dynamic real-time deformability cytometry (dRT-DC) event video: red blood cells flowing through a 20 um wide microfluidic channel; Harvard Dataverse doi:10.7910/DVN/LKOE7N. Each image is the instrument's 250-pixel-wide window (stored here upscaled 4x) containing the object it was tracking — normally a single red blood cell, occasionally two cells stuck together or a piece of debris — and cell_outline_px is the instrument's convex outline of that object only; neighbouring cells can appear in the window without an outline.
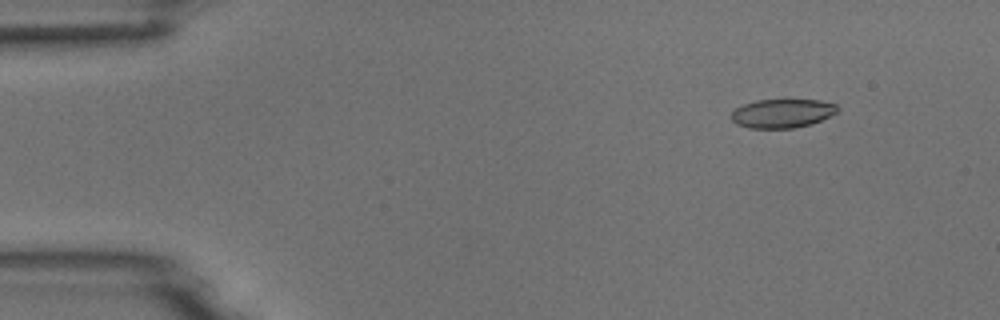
{"species": "common noctule bat (a hibernating species)", "species_latin": "Nyctalus noctula", "temperature_condition": "room temperature", "stored_images_in_passage": 5, "camera_frame_rate_fps": 3000, "um_per_image_px": 0.085, "animal": {"sex": "male", "body_mass_g": 18.8}, "frame": {"image": 1, "passage_image": 2, "time_ms": 1.333, "image_size_px": [1000, 320], "cell_outline_px": [[840, 108], [836, 112], [812, 124], [792, 128], [748, 128], [736, 124], [728, 116], [736, 108], [744, 104], [756, 100], [784, 96], [820, 100], [836, 104]], "centroid_in_image_um": [66.48, 9.57], "position_along_channel_um": 18.5, "area_um2": 18.79}}
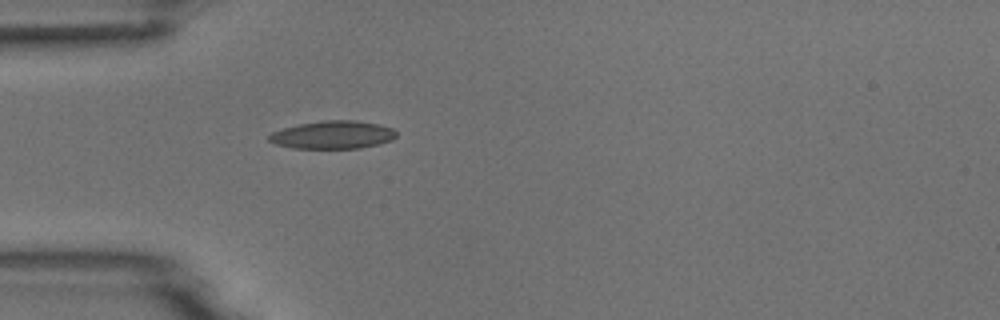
{"frame": {"image": 2, "passage_image": 5, "time_ms": 4.667, "image_size_px": [1000, 320], "cell_outline_px": [[396, 136], [392, 140], [380, 144], [360, 148], [292, 148], [276, 144], [268, 140], [268, 136], [272, 132], [284, 128], [300, 124], [324, 120], [356, 120], [380, 124], [392, 128], [396, 132]], "centroid_in_image_um": [28.31, 11.46], "position_along_channel_um": 56.7, "area_um2": 20.75}}